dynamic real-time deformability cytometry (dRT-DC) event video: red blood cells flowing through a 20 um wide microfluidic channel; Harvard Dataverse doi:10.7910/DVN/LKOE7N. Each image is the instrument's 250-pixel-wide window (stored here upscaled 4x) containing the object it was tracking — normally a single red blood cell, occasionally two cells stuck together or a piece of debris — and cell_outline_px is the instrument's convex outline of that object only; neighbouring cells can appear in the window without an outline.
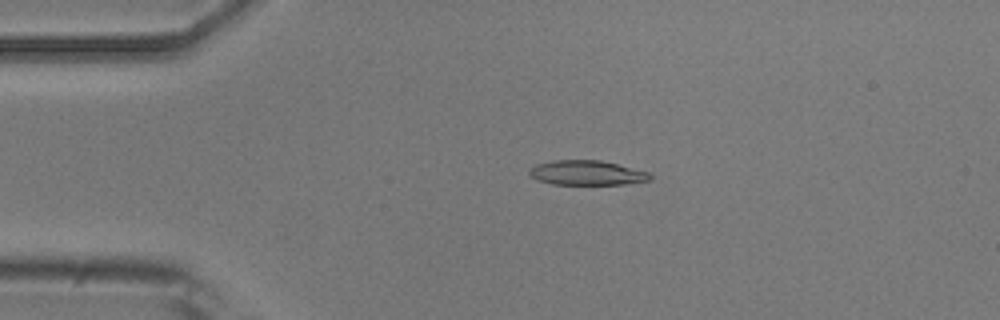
{"species": "common noctule bat (a hibernating species)", "species_latin": "Nyctalus noctula", "temperature_condition": "room temperature", "stored_images_in_passage": 48, "camera_frame_rate_fps": 3000, "um_per_image_px": 0.085, "animal": {"sex": "male", "body_mass_g": 20.5, "forearm_length_mm": 52.5}, "frame": {"image": 1, "passage_image": 6, "time_ms": 1.667, "image_size_px": [1000, 320], "cell_outline_px": [[652, 176], [648, 180], [624, 184], [552, 184], [536, 180], [528, 172], [536, 164], [556, 160], [600, 160], [648, 172]], "centroid_in_image_um": [49.85, 14.69], "position_along_channel_um": 35.2, "area_um2": 17.05}}
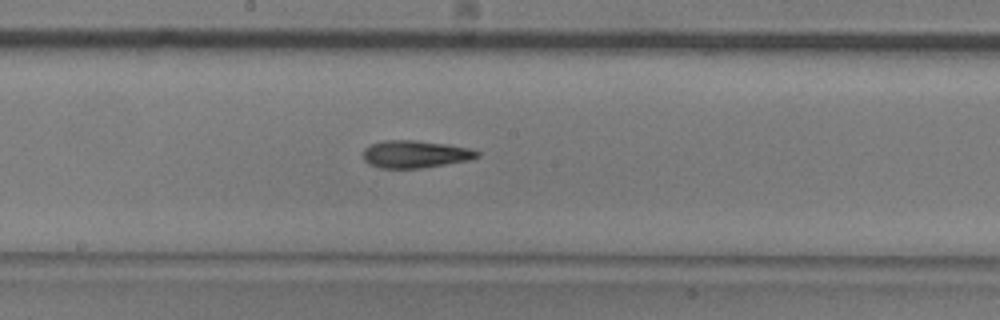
{"frame": {"image": 2, "passage_image": 23, "time_ms": 7.333, "image_size_px": [1000, 320], "cell_outline_px": [[480, 156], [468, 160], [420, 168], [380, 168], [368, 164], [364, 160], [364, 148], [372, 144], [384, 140], [416, 140], [448, 144], [468, 148], [480, 152]], "centroid_in_image_um": [35.28, 13.1], "position_along_channel_um": 212.9, "area_um2": 18.15}}
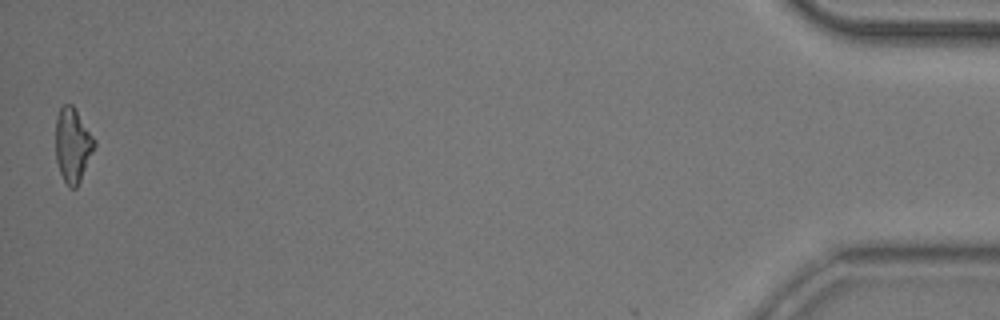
{"frame": {"image": 3, "passage_image": 48, "time_ms": 15.667, "image_size_px": [1000, 320], "cell_outline_px": [[96, 144], [80, 180], [76, 188], [68, 188], [60, 172], [56, 160], [56, 116], [60, 108], [64, 104], [72, 104], [96, 140]], "centroid_in_image_um": [6.17, 12.32], "position_along_channel_um": 429.0, "area_um2": 16.65}, "authors_computed_cell_mechanics": {"area_um2": 17.7157, "velocity_mm_per_s": 3.7403, "shape_relaxation_time_tau1_ms": 6.4013, "shape_relaxation_time_tau2_ms": 7.0393, "deformation_change_tau1": 0.1839, "deformation_change_tau2": 0.181}}